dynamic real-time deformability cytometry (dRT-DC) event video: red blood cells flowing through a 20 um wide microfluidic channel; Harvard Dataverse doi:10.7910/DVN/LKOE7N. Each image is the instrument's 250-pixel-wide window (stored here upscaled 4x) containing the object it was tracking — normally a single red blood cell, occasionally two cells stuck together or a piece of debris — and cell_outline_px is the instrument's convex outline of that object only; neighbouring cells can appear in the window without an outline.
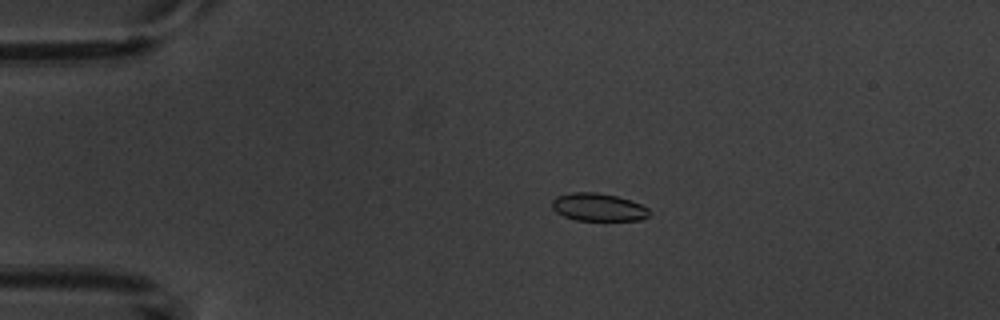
{"species": "common noctule bat (a hibernating species)", "species_latin": "Nyctalus noctula", "temperature_condition": "warm", "stored_images_in_passage": 7, "camera_frame_rate_fps": 3000, "um_per_image_px": 0.085, "animal": {"sex": "male", "body_mass_g": 20.1, "forearm_length_mm": 53.5}, "frame": {"image": 1, "passage_image": 4, "time_ms": 3.333, "image_size_px": [1000, 320], "cell_outline_px": [[652, 212], [648, 216], [640, 220], [576, 220], [564, 216], [556, 212], [552, 208], [552, 200], [556, 196], [572, 192], [596, 192], [616, 196], [632, 200], [648, 208]], "centroid_in_image_um": [50.86, 17.6], "position_along_channel_um": 34.1, "area_um2": 15.84}}
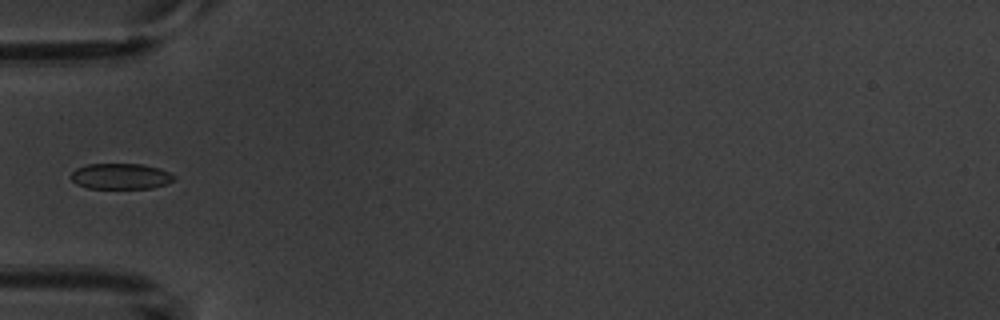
{"frame": {"image": 2, "passage_image": 6, "time_ms": 5.667, "image_size_px": [1000, 320], "cell_outline_px": [[176, 180], [152, 188], [88, 188], [76, 184], [68, 176], [76, 168], [88, 164], [140, 164], [160, 168], [176, 176]], "centroid_in_image_um": [10.24, 14.98], "position_along_channel_um": 74.8, "area_um2": 15.55}}
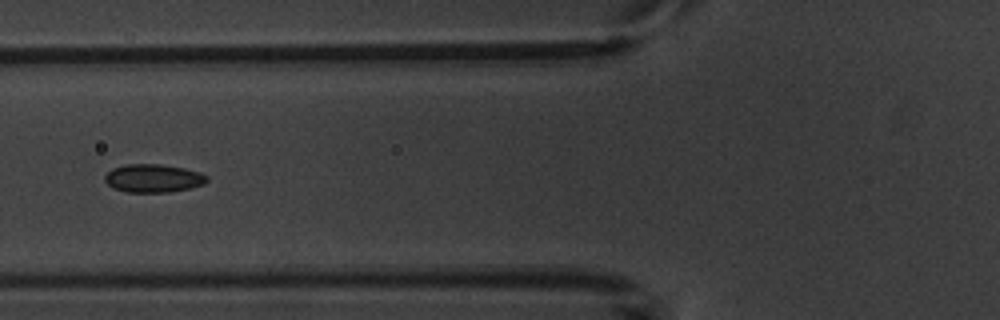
{"frame": {"image": 3, "passage_image": 7, "time_ms": 6.667, "image_size_px": [1000, 320], "cell_outline_px": [[208, 180], [204, 184], [192, 188], [168, 192], [128, 192], [112, 188], [104, 180], [104, 176], [112, 168], [124, 164], [160, 164], [184, 168], [200, 172], [208, 176]], "centroid_in_image_um": [13.03, 15.15], "position_along_channel_um": 112.8, "area_um2": 16.94}}